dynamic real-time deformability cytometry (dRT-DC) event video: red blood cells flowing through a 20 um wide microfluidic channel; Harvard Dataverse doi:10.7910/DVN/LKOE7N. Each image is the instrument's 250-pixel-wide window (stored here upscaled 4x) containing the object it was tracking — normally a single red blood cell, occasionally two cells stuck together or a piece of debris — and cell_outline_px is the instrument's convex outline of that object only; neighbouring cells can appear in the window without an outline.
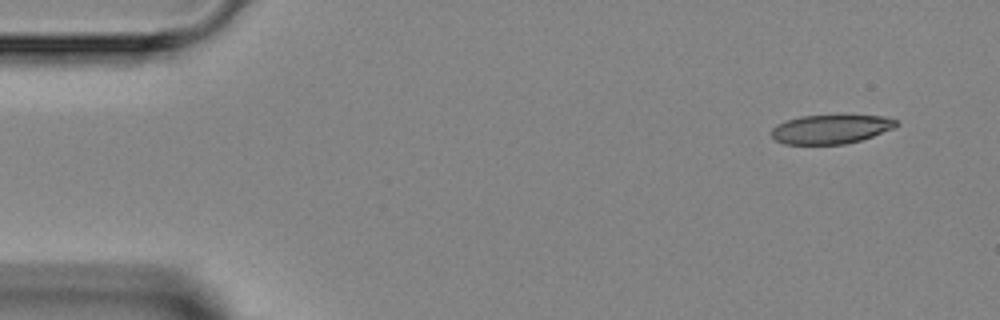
{"species": "Egyptian fruit bat (a non-hibernating species)", "species_latin": "Rousettus aegyptiacus", "temperature_condition": "room temperature", "stored_images_in_passage": 3, "camera_frame_rate_fps": 3000, "um_per_image_px": 0.085, "animal": {"sex": "female"}, "frame": {"image": 1, "passage_image": 1, "time_ms": 0.0, "image_size_px": [1000, 320], "cell_outline_px": [[900, 124], [892, 128], [872, 136], [860, 140], [844, 144], [784, 144], [776, 140], [772, 136], [772, 128], [776, 124], [800, 116], [884, 116], [896, 120]], "centroid_in_image_um": [70.59, 10.98], "position_along_channel_um": 14.4, "area_um2": 20.75}}
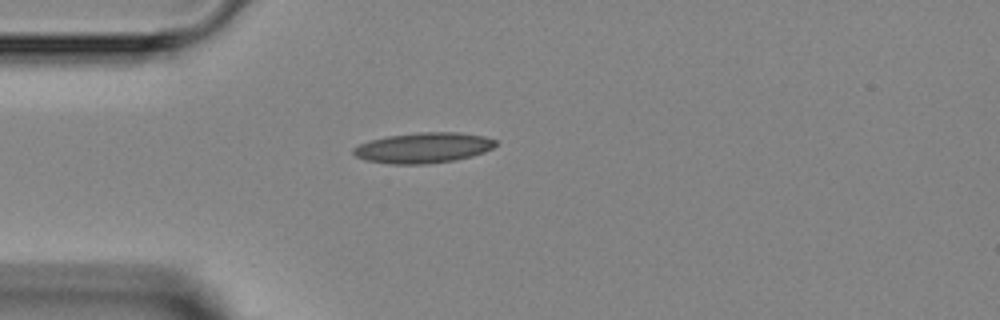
{"frame": {"image": 2, "passage_image": 3, "time_ms": 3.0, "image_size_px": [1000, 320], "cell_outline_px": [[496, 144], [492, 148], [484, 152], [472, 156], [456, 160], [424, 164], [392, 164], [364, 160], [356, 156], [352, 152], [352, 148], [360, 144], [372, 140], [388, 136], [420, 132], [460, 132], [484, 136], [496, 140]], "centroid_in_image_um": [35.99, 12.56], "position_along_channel_um": 49.0, "area_um2": 25.2}}